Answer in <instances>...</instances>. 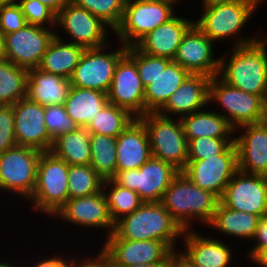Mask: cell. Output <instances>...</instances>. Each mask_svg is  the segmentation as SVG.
<instances>
[{"label": "cell", "mask_w": 267, "mask_h": 267, "mask_svg": "<svg viewBox=\"0 0 267 267\" xmlns=\"http://www.w3.org/2000/svg\"><path fill=\"white\" fill-rule=\"evenodd\" d=\"M238 40V41H237ZM233 54L220 57L218 76L229 85L247 93L267 97V39L238 38Z\"/></svg>", "instance_id": "obj_1"}, {"label": "cell", "mask_w": 267, "mask_h": 267, "mask_svg": "<svg viewBox=\"0 0 267 267\" xmlns=\"http://www.w3.org/2000/svg\"><path fill=\"white\" fill-rule=\"evenodd\" d=\"M183 233L184 230L161 202H144L133 213L116 221L114 232L107 238L156 240L176 251L174 243Z\"/></svg>", "instance_id": "obj_2"}, {"label": "cell", "mask_w": 267, "mask_h": 267, "mask_svg": "<svg viewBox=\"0 0 267 267\" xmlns=\"http://www.w3.org/2000/svg\"><path fill=\"white\" fill-rule=\"evenodd\" d=\"M219 201L212 192L196 186L180 172L166 189L161 204L183 230H189L192 220L208 225Z\"/></svg>", "instance_id": "obj_3"}, {"label": "cell", "mask_w": 267, "mask_h": 267, "mask_svg": "<svg viewBox=\"0 0 267 267\" xmlns=\"http://www.w3.org/2000/svg\"><path fill=\"white\" fill-rule=\"evenodd\" d=\"M139 119L147 130L152 156L182 172L188 161V141L181 120L174 121L157 112H148Z\"/></svg>", "instance_id": "obj_4"}, {"label": "cell", "mask_w": 267, "mask_h": 267, "mask_svg": "<svg viewBox=\"0 0 267 267\" xmlns=\"http://www.w3.org/2000/svg\"><path fill=\"white\" fill-rule=\"evenodd\" d=\"M69 165L51 151L42 152L37 166V182L32 196L34 208L54 215L69 199Z\"/></svg>", "instance_id": "obj_5"}, {"label": "cell", "mask_w": 267, "mask_h": 267, "mask_svg": "<svg viewBox=\"0 0 267 267\" xmlns=\"http://www.w3.org/2000/svg\"><path fill=\"white\" fill-rule=\"evenodd\" d=\"M174 5L147 0H126L122 20L114 30L126 47L174 17Z\"/></svg>", "instance_id": "obj_6"}, {"label": "cell", "mask_w": 267, "mask_h": 267, "mask_svg": "<svg viewBox=\"0 0 267 267\" xmlns=\"http://www.w3.org/2000/svg\"><path fill=\"white\" fill-rule=\"evenodd\" d=\"M179 173L172 164L152 156L138 169L116 171L112 179L137 192L143 202H161L166 189Z\"/></svg>", "instance_id": "obj_7"}, {"label": "cell", "mask_w": 267, "mask_h": 267, "mask_svg": "<svg viewBox=\"0 0 267 267\" xmlns=\"http://www.w3.org/2000/svg\"><path fill=\"white\" fill-rule=\"evenodd\" d=\"M41 151L16 145L0 154V189L30 198L37 182Z\"/></svg>", "instance_id": "obj_8"}, {"label": "cell", "mask_w": 267, "mask_h": 267, "mask_svg": "<svg viewBox=\"0 0 267 267\" xmlns=\"http://www.w3.org/2000/svg\"><path fill=\"white\" fill-rule=\"evenodd\" d=\"M260 1L238 0L231 3L203 6V13L198 21H194V24L212 42L237 36Z\"/></svg>", "instance_id": "obj_9"}, {"label": "cell", "mask_w": 267, "mask_h": 267, "mask_svg": "<svg viewBox=\"0 0 267 267\" xmlns=\"http://www.w3.org/2000/svg\"><path fill=\"white\" fill-rule=\"evenodd\" d=\"M121 46L122 48L110 53L102 51L108 45L85 49L70 78L71 86L108 93L116 66L127 53V47L123 44Z\"/></svg>", "instance_id": "obj_10"}, {"label": "cell", "mask_w": 267, "mask_h": 267, "mask_svg": "<svg viewBox=\"0 0 267 267\" xmlns=\"http://www.w3.org/2000/svg\"><path fill=\"white\" fill-rule=\"evenodd\" d=\"M238 171L237 148L231 143L216 157L188 160L182 171L196 186L222 197L225 187Z\"/></svg>", "instance_id": "obj_11"}, {"label": "cell", "mask_w": 267, "mask_h": 267, "mask_svg": "<svg viewBox=\"0 0 267 267\" xmlns=\"http://www.w3.org/2000/svg\"><path fill=\"white\" fill-rule=\"evenodd\" d=\"M212 101H217L228 112L222 115L235 130L260 121L263 98L229 85L218 75L210 81L209 102Z\"/></svg>", "instance_id": "obj_12"}, {"label": "cell", "mask_w": 267, "mask_h": 267, "mask_svg": "<svg viewBox=\"0 0 267 267\" xmlns=\"http://www.w3.org/2000/svg\"><path fill=\"white\" fill-rule=\"evenodd\" d=\"M55 33L47 26L27 24L16 32L6 34L4 58L27 70L38 68Z\"/></svg>", "instance_id": "obj_13"}, {"label": "cell", "mask_w": 267, "mask_h": 267, "mask_svg": "<svg viewBox=\"0 0 267 267\" xmlns=\"http://www.w3.org/2000/svg\"><path fill=\"white\" fill-rule=\"evenodd\" d=\"M220 202L232 210L266 216L267 177L238 170L225 187Z\"/></svg>", "instance_id": "obj_14"}, {"label": "cell", "mask_w": 267, "mask_h": 267, "mask_svg": "<svg viewBox=\"0 0 267 267\" xmlns=\"http://www.w3.org/2000/svg\"><path fill=\"white\" fill-rule=\"evenodd\" d=\"M107 97L109 103L126 109L136 118L146 115L145 87L136 63L127 54L116 66Z\"/></svg>", "instance_id": "obj_15"}, {"label": "cell", "mask_w": 267, "mask_h": 267, "mask_svg": "<svg viewBox=\"0 0 267 267\" xmlns=\"http://www.w3.org/2000/svg\"><path fill=\"white\" fill-rule=\"evenodd\" d=\"M56 25L65 29L66 34L69 33L74 40L72 43L83 46L85 49L107 45V24L71 1L56 14Z\"/></svg>", "instance_id": "obj_16"}, {"label": "cell", "mask_w": 267, "mask_h": 267, "mask_svg": "<svg viewBox=\"0 0 267 267\" xmlns=\"http://www.w3.org/2000/svg\"><path fill=\"white\" fill-rule=\"evenodd\" d=\"M14 111V128L17 145L50 151L53 140L49 135L45 120L44 106L30 99H20L12 105Z\"/></svg>", "instance_id": "obj_17"}, {"label": "cell", "mask_w": 267, "mask_h": 267, "mask_svg": "<svg viewBox=\"0 0 267 267\" xmlns=\"http://www.w3.org/2000/svg\"><path fill=\"white\" fill-rule=\"evenodd\" d=\"M213 43L193 24L184 34L173 61L190 74H203L210 78L217 76L220 58H213Z\"/></svg>", "instance_id": "obj_18"}, {"label": "cell", "mask_w": 267, "mask_h": 267, "mask_svg": "<svg viewBox=\"0 0 267 267\" xmlns=\"http://www.w3.org/2000/svg\"><path fill=\"white\" fill-rule=\"evenodd\" d=\"M102 250L109 256L114 267L159 263L172 252L164 242L122 238H107Z\"/></svg>", "instance_id": "obj_19"}, {"label": "cell", "mask_w": 267, "mask_h": 267, "mask_svg": "<svg viewBox=\"0 0 267 267\" xmlns=\"http://www.w3.org/2000/svg\"><path fill=\"white\" fill-rule=\"evenodd\" d=\"M56 215L75 225L109 229L107 235L114 232L115 223L102 190L90 196L68 199L53 216Z\"/></svg>", "instance_id": "obj_20"}, {"label": "cell", "mask_w": 267, "mask_h": 267, "mask_svg": "<svg viewBox=\"0 0 267 267\" xmlns=\"http://www.w3.org/2000/svg\"><path fill=\"white\" fill-rule=\"evenodd\" d=\"M241 127L243 134L234 137L238 170L267 177V127L260 123Z\"/></svg>", "instance_id": "obj_21"}, {"label": "cell", "mask_w": 267, "mask_h": 267, "mask_svg": "<svg viewBox=\"0 0 267 267\" xmlns=\"http://www.w3.org/2000/svg\"><path fill=\"white\" fill-rule=\"evenodd\" d=\"M211 78L203 74H190L180 87L157 111L162 116L176 114L179 119L193 112L200 111L209 102ZM168 112V113H167ZM181 115V116H180Z\"/></svg>", "instance_id": "obj_22"}, {"label": "cell", "mask_w": 267, "mask_h": 267, "mask_svg": "<svg viewBox=\"0 0 267 267\" xmlns=\"http://www.w3.org/2000/svg\"><path fill=\"white\" fill-rule=\"evenodd\" d=\"M192 230H184L185 251L178 256L190 267H228L231 248L218 239L201 237Z\"/></svg>", "instance_id": "obj_23"}, {"label": "cell", "mask_w": 267, "mask_h": 267, "mask_svg": "<svg viewBox=\"0 0 267 267\" xmlns=\"http://www.w3.org/2000/svg\"><path fill=\"white\" fill-rule=\"evenodd\" d=\"M116 171L138 169L151 157L147 130L136 118L116 139Z\"/></svg>", "instance_id": "obj_24"}, {"label": "cell", "mask_w": 267, "mask_h": 267, "mask_svg": "<svg viewBox=\"0 0 267 267\" xmlns=\"http://www.w3.org/2000/svg\"><path fill=\"white\" fill-rule=\"evenodd\" d=\"M193 24L191 20L174 16L145 35L135 46L147 55L173 60L184 34Z\"/></svg>", "instance_id": "obj_25"}, {"label": "cell", "mask_w": 267, "mask_h": 267, "mask_svg": "<svg viewBox=\"0 0 267 267\" xmlns=\"http://www.w3.org/2000/svg\"><path fill=\"white\" fill-rule=\"evenodd\" d=\"M70 87V79L39 68L28 70L26 97L32 102L43 106L63 105Z\"/></svg>", "instance_id": "obj_26"}, {"label": "cell", "mask_w": 267, "mask_h": 267, "mask_svg": "<svg viewBox=\"0 0 267 267\" xmlns=\"http://www.w3.org/2000/svg\"><path fill=\"white\" fill-rule=\"evenodd\" d=\"M107 103V93L71 86L63 105L78 127L86 128Z\"/></svg>", "instance_id": "obj_27"}, {"label": "cell", "mask_w": 267, "mask_h": 267, "mask_svg": "<svg viewBox=\"0 0 267 267\" xmlns=\"http://www.w3.org/2000/svg\"><path fill=\"white\" fill-rule=\"evenodd\" d=\"M59 36L55 33L38 68L70 79L85 48L72 40L63 43Z\"/></svg>", "instance_id": "obj_28"}, {"label": "cell", "mask_w": 267, "mask_h": 267, "mask_svg": "<svg viewBox=\"0 0 267 267\" xmlns=\"http://www.w3.org/2000/svg\"><path fill=\"white\" fill-rule=\"evenodd\" d=\"M190 73L172 61L145 87L146 114L157 112L183 83Z\"/></svg>", "instance_id": "obj_29"}, {"label": "cell", "mask_w": 267, "mask_h": 267, "mask_svg": "<svg viewBox=\"0 0 267 267\" xmlns=\"http://www.w3.org/2000/svg\"><path fill=\"white\" fill-rule=\"evenodd\" d=\"M189 142L200 137L229 138L235 129L221 114L200 110L180 118Z\"/></svg>", "instance_id": "obj_30"}, {"label": "cell", "mask_w": 267, "mask_h": 267, "mask_svg": "<svg viewBox=\"0 0 267 267\" xmlns=\"http://www.w3.org/2000/svg\"><path fill=\"white\" fill-rule=\"evenodd\" d=\"M260 218V216L251 213L232 210L219 201L208 226L218 230L219 233L228 234V236L252 240Z\"/></svg>", "instance_id": "obj_31"}, {"label": "cell", "mask_w": 267, "mask_h": 267, "mask_svg": "<svg viewBox=\"0 0 267 267\" xmlns=\"http://www.w3.org/2000/svg\"><path fill=\"white\" fill-rule=\"evenodd\" d=\"M68 165H89L91 161L90 133L86 128L59 135L53 140L50 150Z\"/></svg>", "instance_id": "obj_32"}, {"label": "cell", "mask_w": 267, "mask_h": 267, "mask_svg": "<svg viewBox=\"0 0 267 267\" xmlns=\"http://www.w3.org/2000/svg\"><path fill=\"white\" fill-rule=\"evenodd\" d=\"M28 70L0 59V105L12 106L27 95Z\"/></svg>", "instance_id": "obj_33"}, {"label": "cell", "mask_w": 267, "mask_h": 267, "mask_svg": "<svg viewBox=\"0 0 267 267\" xmlns=\"http://www.w3.org/2000/svg\"><path fill=\"white\" fill-rule=\"evenodd\" d=\"M116 137L102 134H90V166L104 179L116 175L117 152Z\"/></svg>", "instance_id": "obj_34"}, {"label": "cell", "mask_w": 267, "mask_h": 267, "mask_svg": "<svg viewBox=\"0 0 267 267\" xmlns=\"http://www.w3.org/2000/svg\"><path fill=\"white\" fill-rule=\"evenodd\" d=\"M136 117L124 108L107 103L97 116L87 125L90 134L118 137Z\"/></svg>", "instance_id": "obj_35"}, {"label": "cell", "mask_w": 267, "mask_h": 267, "mask_svg": "<svg viewBox=\"0 0 267 267\" xmlns=\"http://www.w3.org/2000/svg\"><path fill=\"white\" fill-rule=\"evenodd\" d=\"M107 185L111 186L108 193L103 190ZM102 191L114 223L123 216L133 213L144 203L137 192L120 186L113 179L104 180Z\"/></svg>", "instance_id": "obj_36"}, {"label": "cell", "mask_w": 267, "mask_h": 267, "mask_svg": "<svg viewBox=\"0 0 267 267\" xmlns=\"http://www.w3.org/2000/svg\"><path fill=\"white\" fill-rule=\"evenodd\" d=\"M103 182L104 179L90 165H69V199L99 193Z\"/></svg>", "instance_id": "obj_37"}, {"label": "cell", "mask_w": 267, "mask_h": 267, "mask_svg": "<svg viewBox=\"0 0 267 267\" xmlns=\"http://www.w3.org/2000/svg\"><path fill=\"white\" fill-rule=\"evenodd\" d=\"M100 18L108 28L115 30L123 17L126 0H70Z\"/></svg>", "instance_id": "obj_38"}, {"label": "cell", "mask_w": 267, "mask_h": 267, "mask_svg": "<svg viewBox=\"0 0 267 267\" xmlns=\"http://www.w3.org/2000/svg\"><path fill=\"white\" fill-rule=\"evenodd\" d=\"M126 54L136 63L144 87L152 83L161 70H164L173 61L166 57L147 55L136 46L127 47Z\"/></svg>", "instance_id": "obj_39"}, {"label": "cell", "mask_w": 267, "mask_h": 267, "mask_svg": "<svg viewBox=\"0 0 267 267\" xmlns=\"http://www.w3.org/2000/svg\"><path fill=\"white\" fill-rule=\"evenodd\" d=\"M234 138L200 137L188 142V160H203L221 154Z\"/></svg>", "instance_id": "obj_40"}, {"label": "cell", "mask_w": 267, "mask_h": 267, "mask_svg": "<svg viewBox=\"0 0 267 267\" xmlns=\"http://www.w3.org/2000/svg\"><path fill=\"white\" fill-rule=\"evenodd\" d=\"M44 120L52 140L61 134L79 128L74 120L67 115L64 105L44 106Z\"/></svg>", "instance_id": "obj_41"}, {"label": "cell", "mask_w": 267, "mask_h": 267, "mask_svg": "<svg viewBox=\"0 0 267 267\" xmlns=\"http://www.w3.org/2000/svg\"><path fill=\"white\" fill-rule=\"evenodd\" d=\"M27 24L45 27L44 24H56V14L38 0H18Z\"/></svg>", "instance_id": "obj_42"}, {"label": "cell", "mask_w": 267, "mask_h": 267, "mask_svg": "<svg viewBox=\"0 0 267 267\" xmlns=\"http://www.w3.org/2000/svg\"><path fill=\"white\" fill-rule=\"evenodd\" d=\"M16 145L13 106L0 105V154Z\"/></svg>", "instance_id": "obj_43"}, {"label": "cell", "mask_w": 267, "mask_h": 267, "mask_svg": "<svg viewBox=\"0 0 267 267\" xmlns=\"http://www.w3.org/2000/svg\"><path fill=\"white\" fill-rule=\"evenodd\" d=\"M27 25L19 4L0 6V31L3 35L16 32Z\"/></svg>", "instance_id": "obj_44"}, {"label": "cell", "mask_w": 267, "mask_h": 267, "mask_svg": "<svg viewBox=\"0 0 267 267\" xmlns=\"http://www.w3.org/2000/svg\"><path fill=\"white\" fill-rule=\"evenodd\" d=\"M78 263L75 260L70 261L68 267H114L109 256L101 249L97 257L86 258Z\"/></svg>", "instance_id": "obj_45"}, {"label": "cell", "mask_w": 267, "mask_h": 267, "mask_svg": "<svg viewBox=\"0 0 267 267\" xmlns=\"http://www.w3.org/2000/svg\"><path fill=\"white\" fill-rule=\"evenodd\" d=\"M252 239L257 240V244L249 251L252 257L261 247L267 246V215L260 218L258 227Z\"/></svg>", "instance_id": "obj_46"}, {"label": "cell", "mask_w": 267, "mask_h": 267, "mask_svg": "<svg viewBox=\"0 0 267 267\" xmlns=\"http://www.w3.org/2000/svg\"><path fill=\"white\" fill-rule=\"evenodd\" d=\"M65 258H60L55 255V257L42 259L39 263H36L33 267H68L69 265V260L66 261Z\"/></svg>", "instance_id": "obj_47"}, {"label": "cell", "mask_w": 267, "mask_h": 267, "mask_svg": "<svg viewBox=\"0 0 267 267\" xmlns=\"http://www.w3.org/2000/svg\"><path fill=\"white\" fill-rule=\"evenodd\" d=\"M177 251H172L162 262L148 263V264H135L126 267H171L173 260L178 256Z\"/></svg>", "instance_id": "obj_48"}, {"label": "cell", "mask_w": 267, "mask_h": 267, "mask_svg": "<svg viewBox=\"0 0 267 267\" xmlns=\"http://www.w3.org/2000/svg\"><path fill=\"white\" fill-rule=\"evenodd\" d=\"M250 259L261 267H267V246L261 247Z\"/></svg>", "instance_id": "obj_49"}, {"label": "cell", "mask_w": 267, "mask_h": 267, "mask_svg": "<svg viewBox=\"0 0 267 267\" xmlns=\"http://www.w3.org/2000/svg\"><path fill=\"white\" fill-rule=\"evenodd\" d=\"M57 14L70 0H38Z\"/></svg>", "instance_id": "obj_50"}, {"label": "cell", "mask_w": 267, "mask_h": 267, "mask_svg": "<svg viewBox=\"0 0 267 267\" xmlns=\"http://www.w3.org/2000/svg\"><path fill=\"white\" fill-rule=\"evenodd\" d=\"M259 123L267 127V97L263 99L262 111Z\"/></svg>", "instance_id": "obj_51"}, {"label": "cell", "mask_w": 267, "mask_h": 267, "mask_svg": "<svg viewBox=\"0 0 267 267\" xmlns=\"http://www.w3.org/2000/svg\"><path fill=\"white\" fill-rule=\"evenodd\" d=\"M238 0H203V6H212L216 4L231 3Z\"/></svg>", "instance_id": "obj_52"}, {"label": "cell", "mask_w": 267, "mask_h": 267, "mask_svg": "<svg viewBox=\"0 0 267 267\" xmlns=\"http://www.w3.org/2000/svg\"><path fill=\"white\" fill-rule=\"evenodd\" d=\"M171 267H190L185 261H183L179 256H177L173 262Z\"/></svg>", "instance_id": "obj_53"}, {"label": "cell", "mask_w": 267, "mask_h": 267, "mask_svg": "<svg viewBox=\"0 0 267 267\" xmlns=\"http://www.w3.org/2000/svg\"><path fill=\"white\" fill-rule=\"evenodd\" d=\"M4 58V35L0 31V59Z\"/></svg>", "instance_id": "obj_54"}, {"label": "cell", "mask_w": 267, "mask_h": 267, "mask_svg": "<svg viewBox=\"0 0 267 267\" xmlns=\"http://www.w3.org/2000/svg\"><path fill=\"white\" fill-rule=\"evenodd\" d=\"M17 0H0V6L17 4Z\"/></svg>", "instance_id": "obj_55"}, {"label": "cell", "mask_w": 267, "mask_h": 267, "mask_svg": "<svg viewBox=\"0 0 267 267\" xmlns=\"http://www.w3.org/2000/svg\"><path fill=\"white\" fill-rule=\"evenodd\" d=\"M147 1H157V2H165L171 5L178 3L179 0H147Z\"/></svg>", "instance_id": "obj_56"}, {"label": "cell", "mask_w": 267, "mask_h": 267, "mask_svg": "<svg viewBox=\"0 0 267 267\" xmlns=\"http://www.w3.org/2000/svg\"><path fill=\"white\" fill-rule=\"evenodd\" d=\"M0 267H14V265H9L8 262L7 263H1L0 262ZM16 267V266H15ZM18 267V266H17Z\"/></svg>", "instance_id": "obj_57"}]
</instances>
